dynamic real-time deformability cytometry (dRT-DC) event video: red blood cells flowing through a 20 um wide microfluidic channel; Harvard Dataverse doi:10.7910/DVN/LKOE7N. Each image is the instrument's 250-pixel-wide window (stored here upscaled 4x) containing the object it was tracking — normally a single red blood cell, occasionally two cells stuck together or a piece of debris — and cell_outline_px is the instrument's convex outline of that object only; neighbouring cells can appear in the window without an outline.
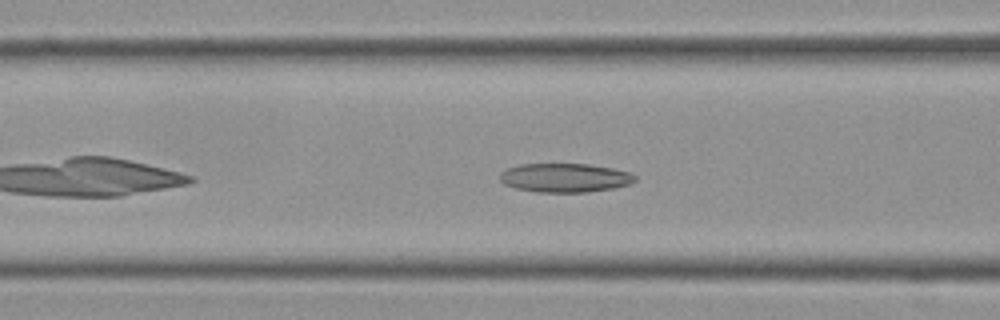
{"species": "Egyptian fruit bat (a non-hibernating species)", "species_latin": "Rousettus aegyptiacus", "temperature_condition": "cold", "stored_images_in_passage": 44, "camera_frame_rate_fps": 3000, "um_per_image_px": 0.085, "frame": {"image": 1, "passage_image": 9, "time_ms": 2.667, "image_size_px": [1000, 320], "cell_outline_px": [[636, 180], [628, 184], [612, 188], [588, 192], [536, 192], [516, 188], [504, 184], [500, 180], [500, 172], [508, 168], [520, 164], [588, 164], [612, 168], [628, 172], [636, 176]], "centroid_in_image_um": [47.99, 15.11], "position_along_channel_um": 118.6, "area_um2": 22.66}}
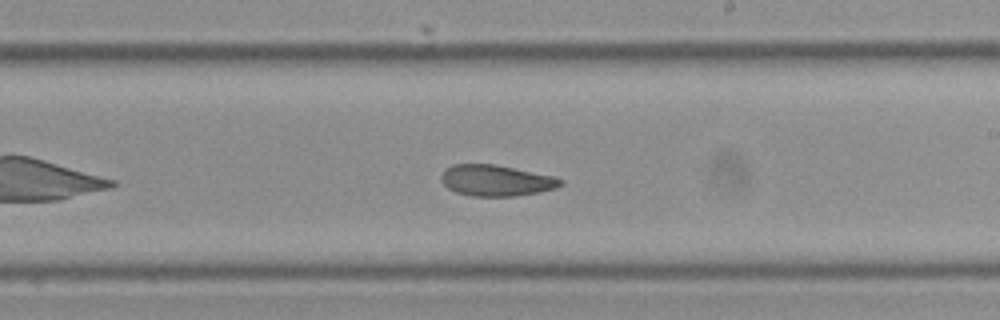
{"frame": {"image": 2, "passage_image": 20, "time_ms": 6.333, "image_size_px": [1000, 320], "cell_outline_px": [[564, 184], [556, 188], [540, 192], [516, 196], [472, 196], [456, 192], [448, 188], [440, 180], [440, 176], [444, 168], [452, 164], [496, 164], [556, 176], [564, 180]], "centroid_in_image_um": [42.19, 15.33], "position_along_channel_um": 246.8, "area_um2": 22.02}}
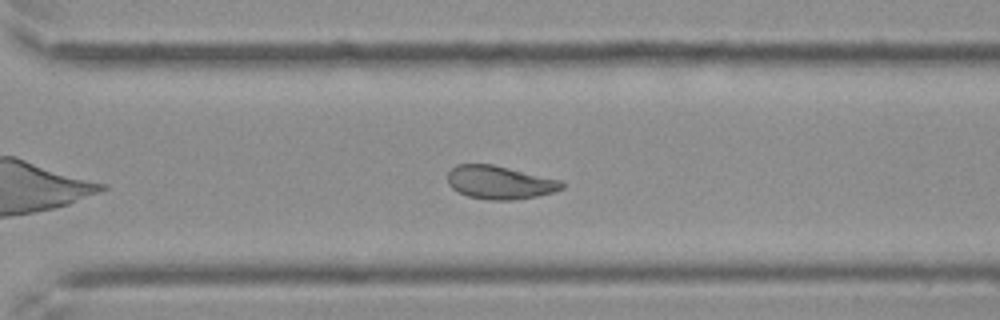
{"frame": {"image": 3, "passage_image": 27, "time_ms": 8.667, "image_size_px": [1000, 320], "cell_outline_px": [[564, 188], [556, 192], [536, 196], [512, 200], [488, 200], [468, 196], [452, 188], [448, 184], [448, 172], [456, 164], [492, 164], [560, 180], [564, 184]], "centroid_in_image_um": [42.48, 15.51], "position_along_channel_um": 328.1, "area_um2": 22.08}, "authors_computed_cell_mechanics": {"area_um2": 22.6576, "velocity_mm_per_s": 3.4904, "shape_relaxation_time_tau1_ms": null, "shape_relaxation_time_tau2_ms": 5.5342, "deformation_change_tau1": null, "deformation_change_tau2": 0.1157}}